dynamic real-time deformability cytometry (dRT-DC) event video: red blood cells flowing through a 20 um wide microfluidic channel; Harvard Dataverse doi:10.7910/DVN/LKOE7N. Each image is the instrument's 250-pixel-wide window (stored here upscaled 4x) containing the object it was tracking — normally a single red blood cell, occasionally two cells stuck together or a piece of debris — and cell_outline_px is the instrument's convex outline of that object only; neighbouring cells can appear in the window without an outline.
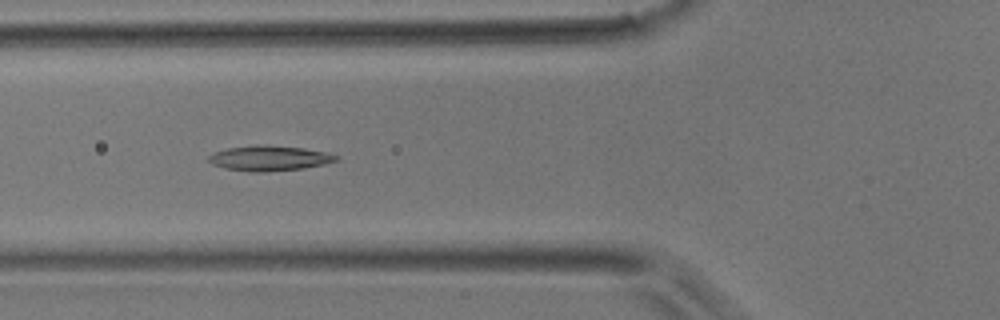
{"species": "common noctule bat (a hibernating species)", "species_latin": "Nyctalus noctula", "temperature_condition": "room temperature", "stored_images_in_passage": 5, "camera_frame_rate_fps": 3000, "um_per_image_px": 0.085, "animal": {"sex": "male", "body_mass_g": 17.9}, "frame": {"image": 1, "passage_image": 4, "time_ms": 1.0, "image_size_px": [1000, 320], "cell_outline_px": [[340, 156], [336, 160], [324, 164], [304, 168], [264, 172], [252, 172], [224, 168], [212, 164], [208, 160], [208, 156], [212, 152], [228, 148], [256, 144], [264, 144], [304, 148], [328, 152]], "centroid_in_image_um": [22.88, 13.43], "position_along_channel_um": 102.9, "area_um2": 18.9}}
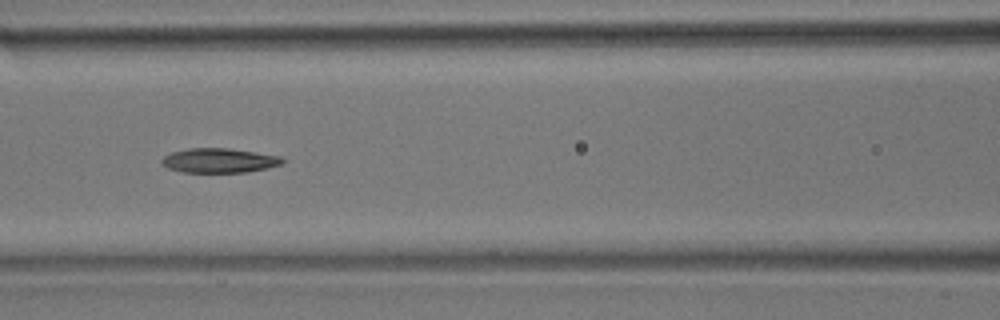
{"frame": {"image": 2, "passage_image": 5, "time_ms": 1.333, "image_size_px": [1000, 320], "cell_outline_px": [[284, 160], [280, 164], [268, 168], [248, 172], [184, 172], [168, 168], [160, 164], [160, 160], [164, 156], [172, 152], [188, 148], [228, 148], [256, 152], [280, 156]], "centroid_in_image_um": [18.6, 13.64], "position_along_channel_um": 148.0, "area_um2": 17.22}}